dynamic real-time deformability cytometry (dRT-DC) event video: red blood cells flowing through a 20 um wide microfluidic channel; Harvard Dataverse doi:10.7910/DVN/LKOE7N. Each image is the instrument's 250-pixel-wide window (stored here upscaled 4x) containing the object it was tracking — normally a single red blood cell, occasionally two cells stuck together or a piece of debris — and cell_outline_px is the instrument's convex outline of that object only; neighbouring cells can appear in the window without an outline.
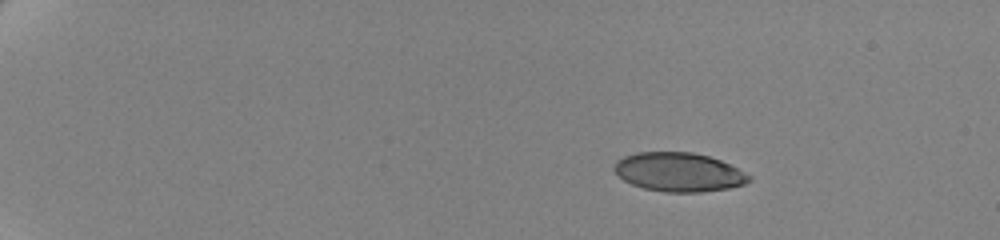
{"species": "human", "species_latin": "Homo sapiens", "temperature_condition": "cold", "stored_images_in_passage": 51, "camera_frame_rate_fps": 3000, "um_per_image_px": 0.085, "donor": {"sex": "female"}, "frame": {"image": 1, "passage_image": 1, "time_ms": 0.0, "image_size_px": [1000, 240], "cell_outline_px": [[752, 180], [744, 184], [728, 188], [700, 192], [664, 192], [644, 188], [632, 184], [624, 180], [612, 168], [616, 160], [624, 156], [636, 152], [692, 152], [708, 156], [720, 160], [752, 176]], "centroid_in_image_um": [57.68, 14.62], "position_along_channel_um": 27.3, "area_um2": 30.52}}
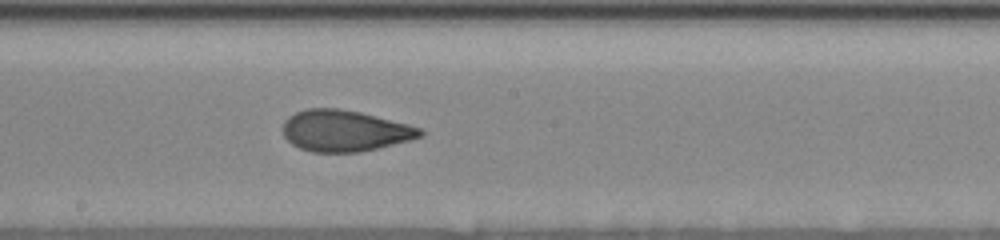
{"frame": {"image": 2, "passage_image": 28, "time_ms": 9.0, "image_size_px": [1000, 240], "cell_outline_px": [[424, 132], [420, 136], [408, 140], [360, 152], [312, 152], [300, 148], [292, 144], [284, 136], [284, 120], [288, 116], [296, 112], [308, 108], [340, 108], [360, 112], [408, 124], [420, 128]], "centroid_in_image_um": [29.26, 11.11], "position_along_channel_um": 218.9, "area_um2": 32.71}}
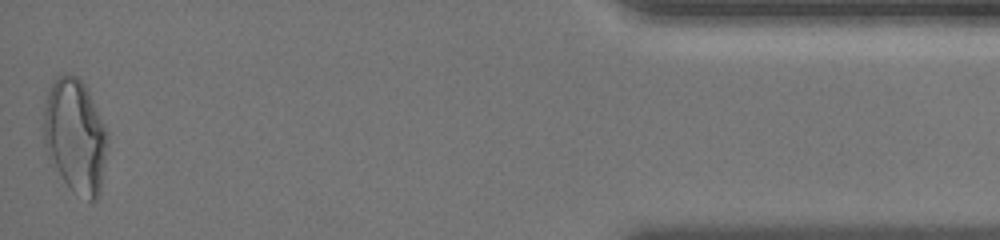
{"frame": {"image": 3, "passage_image": 51, "time_ms": 16.667, "image_size_px": [1000, 240], "cell_outline_px": [[108, 144], [100, 196], [96, 200], [88, 200], [72, 192], [48, 160], [44, 148], [44, 108], [48, 88], [60, 76], [76, 76], [84, 84], [108, 132]], "centroid_in_image_um": [6.4, 11.64], "position_along_channel_um": 428.8, "area_um2": 42.66}, "authors_computed_cell_mechanics": {"area_um2": 33.0616, "velocity_mm_per_s": 3.4949, "shape_relaxation_time_tau1_ms": 5.6889, "shape_relaxation_time_tau2_ms": 1.1311, "deformation_change_tau1": 0.1732, "deformation_change_tau2": 0.0744}}